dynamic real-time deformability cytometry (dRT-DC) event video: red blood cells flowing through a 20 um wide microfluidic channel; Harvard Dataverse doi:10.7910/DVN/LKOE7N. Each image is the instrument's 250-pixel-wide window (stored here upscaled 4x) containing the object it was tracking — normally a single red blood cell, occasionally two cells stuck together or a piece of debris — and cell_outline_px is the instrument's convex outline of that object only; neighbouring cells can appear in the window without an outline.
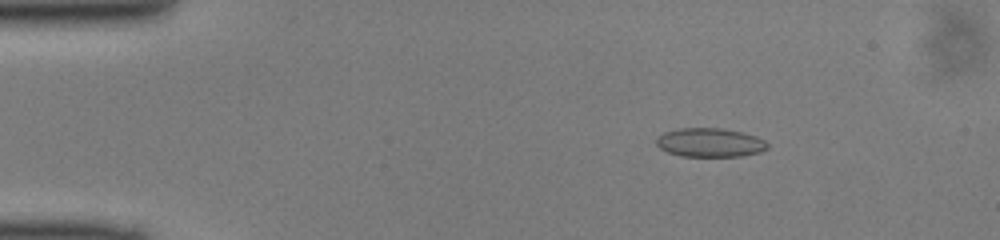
{"species": "common noctule bat (a hibernating species)", "species_latin": "Nyctalus noctula", "temperature_condition": "cold", "stored_images_in_passage": 48, "camera_frame_rate_fps": 3000, "um_per_image_px": 0.085, "animal": {"sex": "male", "body_mass_g": 13.0, "forearm_length_mm": 53.1}, "frame": {"image": 1, "passage_image": 7, "time_ms": 2.0, "image_size_px": [1000, 240], "cell_outline_px": [[768, 148], [760, 152], [740, 156], [680, 156], [668, 152], [660, 148], [656, 144], [656, 140], [664, 132], [680, 128], [720, 128], [744, 132], [756, 136], [764, 140], [768, 144]], "centroid_in_image_um": [60.36, 12.11], "position_along_channel_um": 24.6, "area_um2": 18.67}}
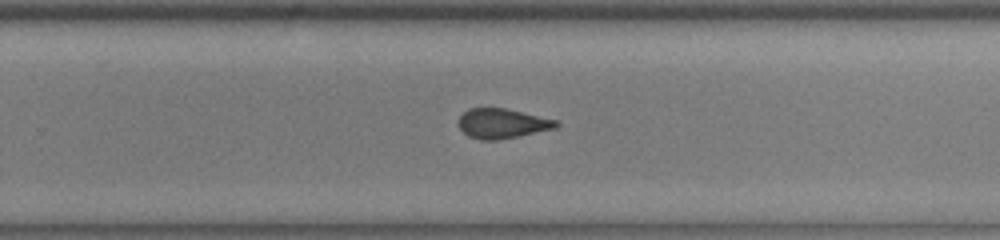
{"frame": {"image": 2, "passage_image": 31, "time_ms": 10.0, "image_size_px": [1000, 240], "cell_outline_px": [[560, 124], [556, 128], [496, 140], [480, 140], [468, 136], [456, 124], [460, 116], [468, 108], [508, 108], [556, 120]], "centroid_in_image_um": [42.65, 10.48], "position_along_channel_um": 287.1, "area_um2": 16.94}}
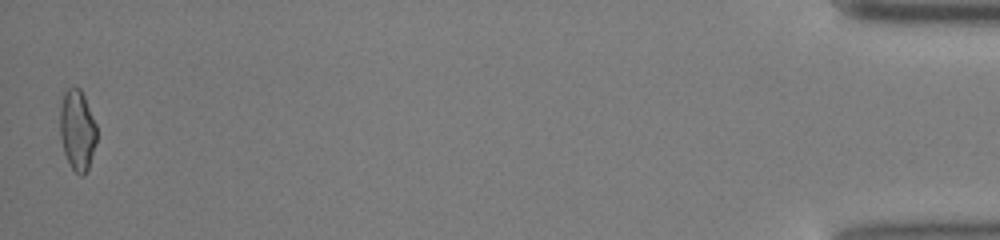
{"frame": {"image": 3, "passage_image": 48, "time_ms": 15.667, "image_size_px": [1000, 240], "cell_outline_px": [[96, 140], [88, 168], [84, 176], [80, 176], [72, 168], [64, 152], [60, 136], [60, 108], [64, 92], [68, 88], [80, 88], [84, 96], [96, 124]], "centroid_in_image_um": [6.56, 11.06], "position_along_channel_um": 428.6, "area_um2": 16.99}}